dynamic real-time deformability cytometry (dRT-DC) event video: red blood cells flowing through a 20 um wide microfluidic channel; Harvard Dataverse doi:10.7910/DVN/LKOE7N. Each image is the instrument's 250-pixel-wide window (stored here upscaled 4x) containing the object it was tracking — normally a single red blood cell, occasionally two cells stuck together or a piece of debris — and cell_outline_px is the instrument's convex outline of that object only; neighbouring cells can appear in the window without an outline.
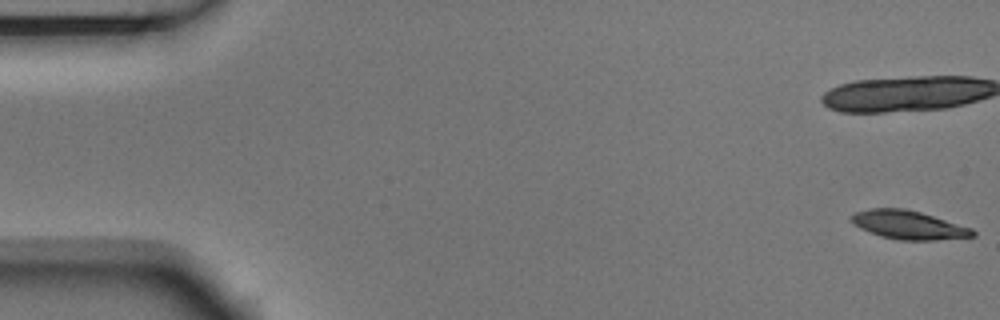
{"species": "Egyptian fruit bat (a non-hibernating species)", "species_latin": "Rousettus aegyptiacus", "temperature_condition": "room temperature", "stored_images_in_passage": 6, "camera_frame_rate_fps": 3000, "um_per_image_px": 0.085, "animal": {"sex": "male"}, "frame": {"image": 1, "passage_image": 1, "time_ms": 0.0, "image_size_px": [1000, 320], "cell_outline_px": [[976, 236], [936, 240], [900, 240], [880, 236], [860, 228], [852, 224], [852, 216], [856, 212], [872, 208], [904, 208], [920, 212], [972, 228], [976, 232]], "centroid_in_image_um": [77.24, 19.12], "position_along_channel_um": 7.8, "area_um2": 20.06}}